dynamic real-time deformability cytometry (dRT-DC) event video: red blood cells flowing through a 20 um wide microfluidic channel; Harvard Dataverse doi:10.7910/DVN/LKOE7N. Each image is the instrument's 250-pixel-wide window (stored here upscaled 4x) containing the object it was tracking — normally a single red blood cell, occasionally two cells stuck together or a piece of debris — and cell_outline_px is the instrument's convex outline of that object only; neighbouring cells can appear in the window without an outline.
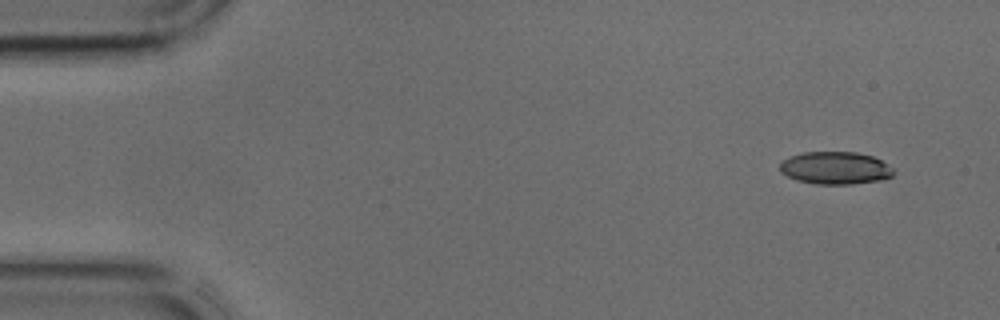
{"species": "common noctule bat (a hibernating species)", "species_latin": "Nyctalus noctula", "temperature_condition": "cold", "stored_images_in_passage": 41, "camera_frame_rate_fps": 3000, "um_per_image_px": 0.085, "animal": {"sex": "male", "body_mass_g": 17.9, "forearm_length_mm": 54.2}, "frame": {"image": 1, "passage_image": 1, "time_ms": 0.0, "image_size_px": [1000, 320], "cell_outline_px": [[896, 172], [892, 176], [880, 180], [852, 184], [816, 184], [796, 180], [780, 172], [780, 164], [784, 160], [792, 156], [804, 152], [856, 152], [872, 156], [880, 160], [892, 168]], "centroid_in_image_um": [71.01, 14.28], "position_along_channel_um": 14.0, "area_um2": 21.44}}
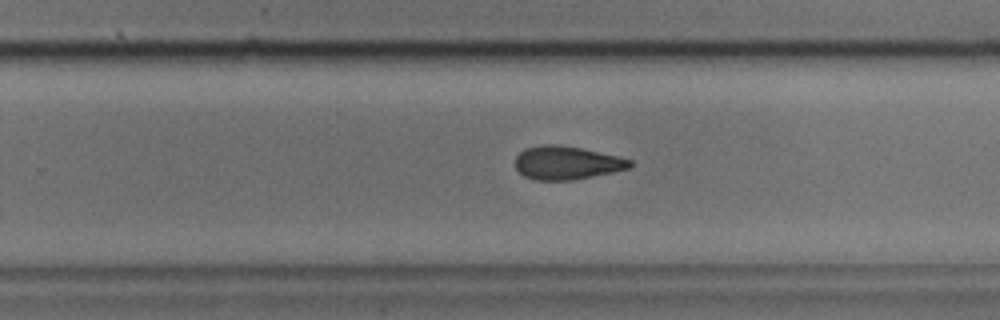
{"frame": {"image": 2, "passage_image": 25, "time_ms": 8.0, "image_size_px": [1000, 320], "cell_outline_px": [[632, 164], [628, 168], [612, 172], [572, 180], [536, 180], [524, 176], [516, 168], [516, 156], [524, 148], [544, 144], [556, 144], [580, 148], [616, 156], [632, 160]], "centroid_in_image_um": [48.13, 13.83], "position_along_channel_um": 281.7, "area_um2": 22.02}}
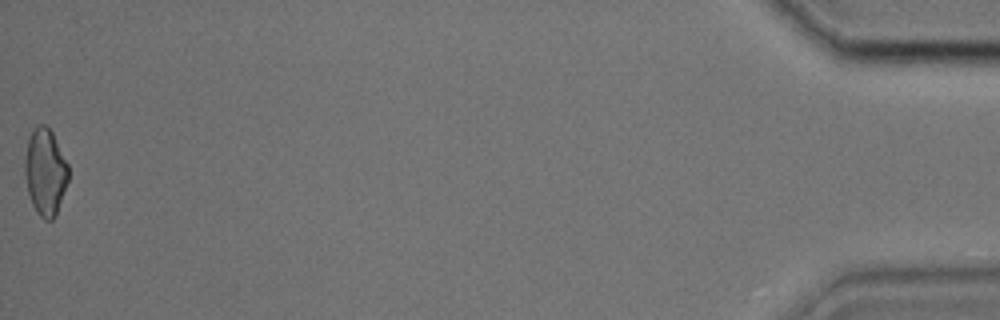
{"frame": {"image": 3, "passage_image": 41, "time_ms": 13.333, "image_size_px": [1000, 320], "cell_outline_px": [[68, 180], [56, 216], [52, 220], [44, 220], [36, 212], [32, 204], [28, 192], [24, 176], [24, 160], [28, 140], [32, 128], [36, 124], [44, 124], [52, 132], [68, 164]], "centroid_in_image_um": [3.83, 14.61], "position_along_channel_um": 431.4, "area_um2": 22.2}}